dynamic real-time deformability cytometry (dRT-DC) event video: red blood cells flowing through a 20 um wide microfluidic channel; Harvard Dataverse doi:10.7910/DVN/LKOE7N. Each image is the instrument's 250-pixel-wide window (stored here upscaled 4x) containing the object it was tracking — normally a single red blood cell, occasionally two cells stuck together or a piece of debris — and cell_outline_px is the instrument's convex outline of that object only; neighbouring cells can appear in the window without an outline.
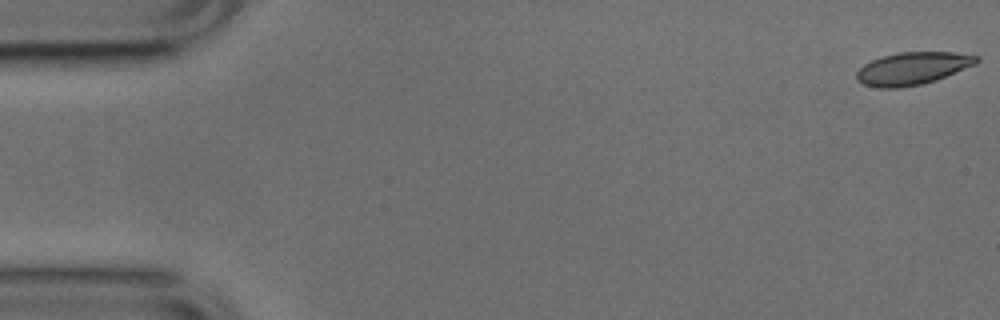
{"species": "common noctule bat (a hibernating species)", "species_latin": "Nyctalus noctula", "temperature_condition": "cold", "stored_images_in_passage": 52, "camera_frame_rate_fps": 3000, "um_per_image_px": 0.085, "animal": {"sex": "male", "body_mass_g": 17.9, "forearm_length_mm": 54.2}, "frame": {"image": 1, "passage_image": 1, "time_ms": 0.0, "image_size_px": [1000, 320], "cell_outline_px": [[980, 60], [976, 64], [936, 80], [920, 84], [900, 88], [880, 88], [864, 84], [856, 80], [856, 72], [864, 64], [880, 56], [900, 52], [956, 52], [980, 56]], "centroid_in_image_um": [77.57, 5.81], "position_along_channel_um": 7.4, "area_um2": 22.83}}
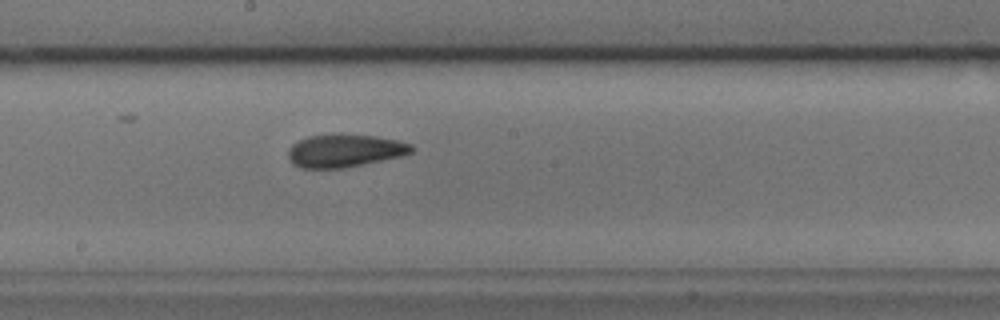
{"frame": {"image": 2, "passage_image": 28, "time_ms": 9.0, "image_size_px": [1000, 320], "cell_outline_px": [[412, 152], [400, 156], [364, 164], [344, 168], [300, 168], [292, 164], [288, 156], [288, 148], [292, 144], [308, 136], [376, 136], [396, 140], [412, 144]], "centroid_in_image_um": [29.27, 12.84], "position_along_channel_um": 218.9, "area_um2": 23.0}}
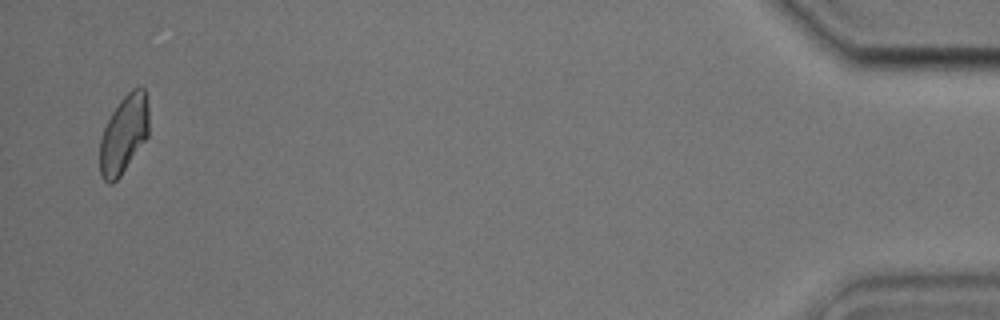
{"frame": {"image": 3, "passage_image": 51, "time_ms": 16.667, "image_size_px": [1000, 320], "cell_outline_px": [[148, 136], [120, 176], [112, 184], [108, 184], [100, 176], [100, 140], [104, 128], [112, 112], [120, 100], [132, 88], [140, 84], [144, 88], [148, 104]], "centroid_in_image_um": [10.53, 11.39], "position_along_channel_um": 424.7, "area_um2": 22.37}, "authors_computed_cell_mechanics": {"area_um2": 23.0044, "velocity_mm_per_s": 3.8165, "shape_relaxation_time_tau1_ms": null, "shape_relaxation_time_tau2_ms": 3.7136, "deformation_change_tau1": null, "deformation_change_tau2": 0.0797}}